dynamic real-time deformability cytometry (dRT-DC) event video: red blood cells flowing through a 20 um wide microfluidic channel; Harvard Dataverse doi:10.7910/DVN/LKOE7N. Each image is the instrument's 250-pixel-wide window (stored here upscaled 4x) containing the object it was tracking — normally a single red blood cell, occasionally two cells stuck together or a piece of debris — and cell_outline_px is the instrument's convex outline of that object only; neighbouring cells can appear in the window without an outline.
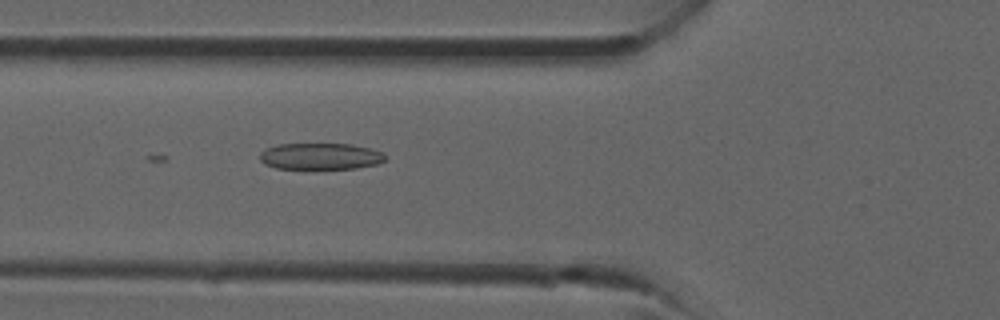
{"species": "common noctule bat (a hibernating species)", "species_latin": "Nyctalus noctula", "temperature_condition": "room temperature", "stored_images_in_passage": 26, "camera_frame_rate_fps": 3000, "um_per_image_px": 0.085, "animal": {"sex": "male", "forearm_length_mm": 52.5}, "frame": {"image": 1, "passage_image": 3, "time_ms": 0.667, "image_size_px": [1000, 320], "cell_outline_px": [[388, 156], [384, 160], [376, 164], [356, 168], [276, 168], [260, 160], [260, 152], [268, 148], [280, 144], [352, 144], [384, 152]], "centroid_in_image_um": [27.29, 13.27], "position_along_channel_um": 98.5, "area_um2": 19.07}}